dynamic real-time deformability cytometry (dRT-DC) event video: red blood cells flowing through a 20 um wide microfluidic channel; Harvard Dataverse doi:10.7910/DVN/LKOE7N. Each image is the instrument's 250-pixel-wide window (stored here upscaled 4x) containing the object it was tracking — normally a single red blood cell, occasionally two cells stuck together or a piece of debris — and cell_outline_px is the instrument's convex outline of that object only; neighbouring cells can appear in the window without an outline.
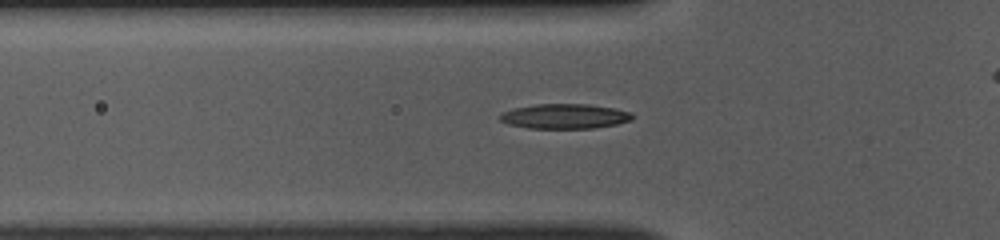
{"species": "common noctule bat (a hibernating species)", "species_latin": "Nyctalus noctula", "temperature_condition": "room temperature", "stored_images_in_passage": 42, "camera_frame_rate_fps": 3000, "um_per_image_px": 0.085, "animal": {"sex": "female", "body_mass_g": 10.0, "forearm_length_mm": 53.1}, "frame": {"image": 1, "passage_image": 17, "time_ms": 5.333, "image_size_px": [1000, 240], "cell_outline_px": [[632, 120], [616, 124], [592, 128], [528, 128], [508, 124], [500, 120], [500, 112], [516, 108], [536, 104], [588, 104], [616, 108], [632, 112]], "centroid_in_image_um": [48.01, 9.88], "position_along_channel_um": 77.8, "area_um2": 19.13}}
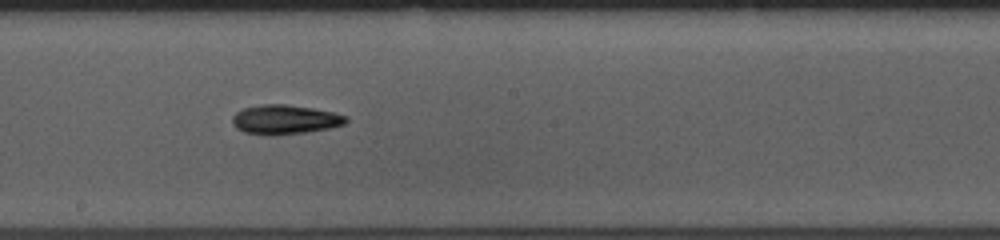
{"frame": {"image": 2, "passage_image": 28, "time_ms": 9.0, "image_size_px": [1000, 240], "cell_outline_px": [[348, 120], [344, 124], [328, 128], [304, 132], [272, 136], [244, 132], [236, 128], [232, 124], [232, 116], [236, 112], [244, 108], [260, 104], [284, 104], [312, 108], [336, 112], [348, 116]], "centroid_in_image_um": [24.21, 10.16], "position_along_channel_um": 224.0, "area_um2": 19.54}}
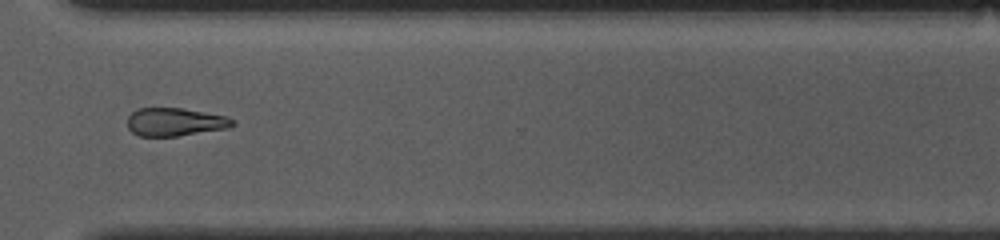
{"frame": {"image": 3, "passage_image": 38, "time_ms": 12.333, "image_size_px": [1000, 240], "cell_outline_px": [[236, 124], [228, 128], [176, 136], [140, 136], [132, 132], [128, 128], [128, 116], [136, 108], [184, 108], [228, 116], [236, 120]], "centroid_in_image_um": [14.91, 10.35], "position_along_channel_um": 355.7, "area_um2": 17.4}}